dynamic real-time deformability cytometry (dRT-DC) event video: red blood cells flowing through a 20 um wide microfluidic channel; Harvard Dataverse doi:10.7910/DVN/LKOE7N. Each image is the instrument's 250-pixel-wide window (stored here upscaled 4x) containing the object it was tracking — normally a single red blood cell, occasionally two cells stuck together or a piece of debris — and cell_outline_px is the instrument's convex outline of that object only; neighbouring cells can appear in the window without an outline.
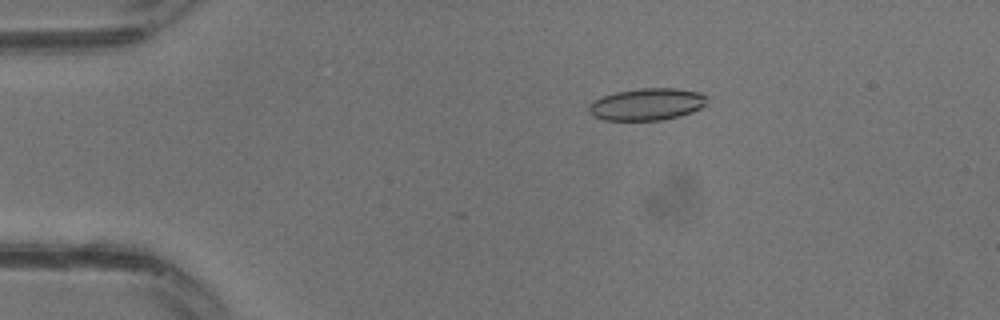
{"species": "common noctule bat (a hibernating species)", "species_latin": "Nyctalus noctula", "temperature_condition": "warm", "stored_images_in_passage": 21, "camera_frame_rate_fps": 3000, "um_per_image_px": 0.085, "animal": {"sex": "male", "body_mass_g": 13.3}, "frame": {"image": 1, "passage_image": 6, "time_ms": 1.667, "image_size_px": [1000, 320], "cell_outline_px": [[708, 96], [704, 104], [700, 108], [692, 112], [680, 116], [664, 120], [604, 120], [592, 116], [588, 112], [588, 104], [604, 96], [616, 92], [640, 88], [676, 88], [700, 92]], "centroid_in_image_um": [54.99, 8.87], "position_along_channel_um": 30.0, "area_um2": 22.14}}
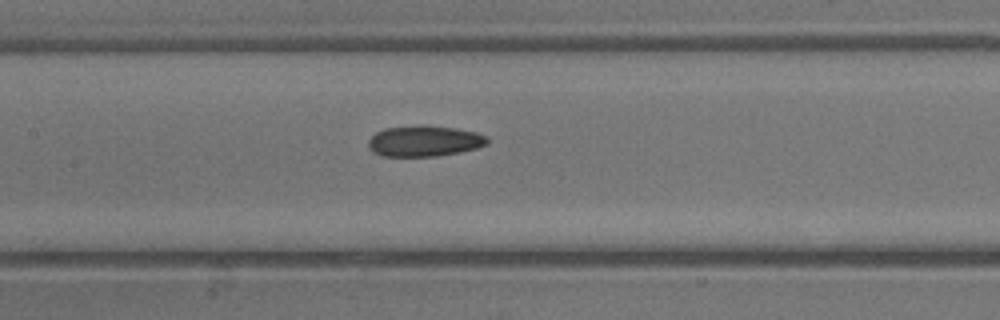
{"frame": {"image": 2, "passage_image": 15, "time_ms": 4.667, "image_size_px": [1000, 320], "cell_outline_px": [[488, 144], [476, 148], [460, 152], [436, 156], [380, 156], [372, 152], [368, 148], [368, 140], [376, 132], [384, 128], [420, 124], [424, 124], [456, 128], [476, 132], [488, 136]], "centroid_in_image_um": [36.05, 11.97], "position_along_channel_um": 171.3, "area_um2": 21.79}}
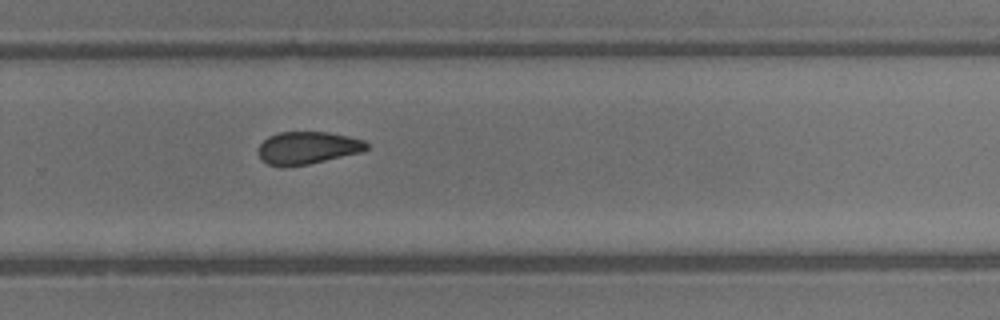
{"frame": {"image": 3, "passage_image": 21, "time_ms": 6.667, "image_size_px": [1000, 320], "cell_outline_px": [[368, 148], [360, 152], [308, 164], [280, 168], [268, 164], [260, 160], [260, 144], [268, 136], [280, 132], [328, 132], [348, 136], [364, 140], [368, 144]], "centroid_in_image_um": [26.12, 12.57], "position_along_channel_um": 303.7, "area_um2": 20.46}}